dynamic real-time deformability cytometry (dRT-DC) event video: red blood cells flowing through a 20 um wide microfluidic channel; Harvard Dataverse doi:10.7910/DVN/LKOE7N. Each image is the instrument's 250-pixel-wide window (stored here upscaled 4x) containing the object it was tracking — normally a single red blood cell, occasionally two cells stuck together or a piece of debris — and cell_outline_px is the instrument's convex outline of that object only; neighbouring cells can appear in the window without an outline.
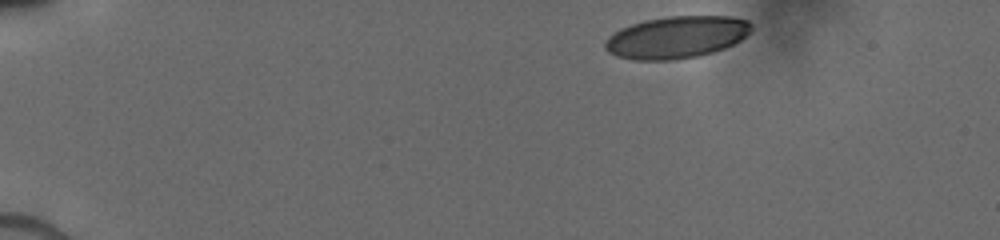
{"species": "human", "species_latin": "Homo sapiens", "temperature_condition": "cold", "stored_images_in_passage": 10, "camera_frame_rate_fps": 3000, "um_per_image_px": 0.085, "donor": {"sex": "male"}, "frame": {"image": 1, "passage_image": 1, "time_ms": 0.0, "image_size_px": [1000, 240], "cell_outline_px": [[752, 28], [740, 40], [724, 48], [712, 52], [696, 56], [676, 60], [632, 60], [616, 56], [608, 52], [604, 48], [604, 44], [608, 36], [632, 24], [644, 20], [668, 16], [728, 16], [748, 20], [752, 24]], "centroid_in_image_um": [57.48, 3.17], "position_along_channel_um": 27.5, "area_um2": 35.78}}
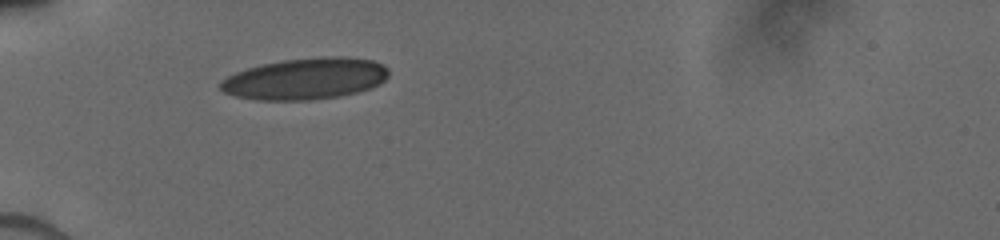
{"frame": {"image": 2, "passage_image": 9, "time_ms": 3.0, "image_size_px": [1000, 240], "cell_outline_px": [[388, 76], [380, 84], [372, 88], [340, 96], [312, 100], [256, 100], [236, 96], [224, 92], [220, 88], [220, 80], [236, 72], [248, 68], [280, 60], [320, 56], [344, 56], [372, 60], [388, 68]], "centroid_in_image_um": [25.96, 6.69], "position_along_channel_um": 59.0, "area_um2": 40.81}}